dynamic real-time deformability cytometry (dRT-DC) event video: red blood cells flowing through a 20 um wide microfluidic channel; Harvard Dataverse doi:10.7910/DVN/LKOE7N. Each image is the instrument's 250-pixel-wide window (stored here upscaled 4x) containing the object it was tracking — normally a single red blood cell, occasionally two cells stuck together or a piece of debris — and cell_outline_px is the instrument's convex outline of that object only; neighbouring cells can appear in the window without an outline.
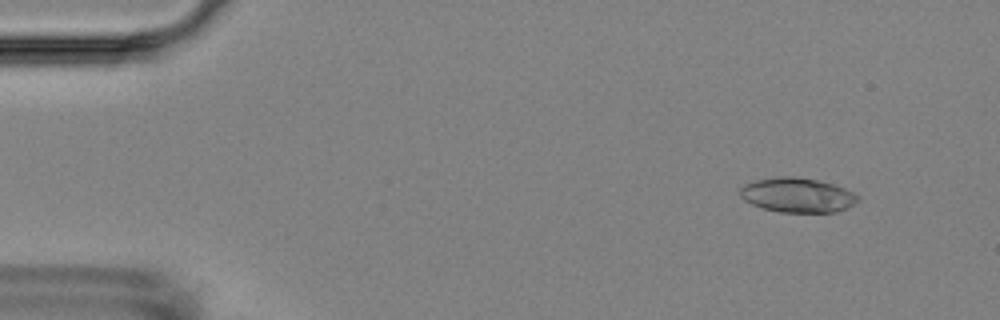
{"species": "Egyptian fruit bat (a non-hibernating species)", "species_latin": "Rousettus aegyptiacus", "temperature_condition": "room temperature", "stored_images_in_passage": 4, "camera_frame_rate_fps": 3000, "um_per_image_px": 0.085, "animal": {"sex": "female"}, "frame": {"image": 1, "passage_image": 1, "time_ms": 0.0, "image_size_px": [1000, 320], "cell_outline_px": [[860, 200], [848, 208], [836, 212], [780, 212], [764, 208], [752, 204], [744, 200], [740, 196], [740, 188], [744, 184], [756, 180], [780, 176], [792, 176], [816, 180], [832, 184], [844, 188], [860, 196]], "centroid_in_image_um": [67.79, 16.59], "position_along_channel_um": 17.2, "area_um2": 23.7}}